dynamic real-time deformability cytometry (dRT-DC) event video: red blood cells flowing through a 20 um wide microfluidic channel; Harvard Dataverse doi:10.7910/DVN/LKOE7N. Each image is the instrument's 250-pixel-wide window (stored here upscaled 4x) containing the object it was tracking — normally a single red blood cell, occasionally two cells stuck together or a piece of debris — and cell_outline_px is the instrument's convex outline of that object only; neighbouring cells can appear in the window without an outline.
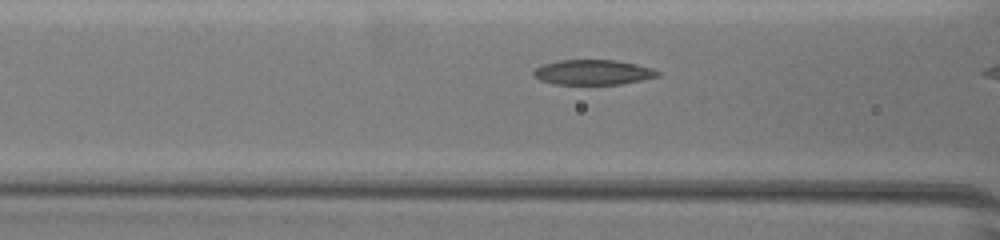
{"species": "common noctule bat (a hibernating species)", "species_latin": "Nyctalus noctula", "temperature_condition": "warm", "stored_images_in_passage": 23, "camera_frame_rate_fps": 3000, "um_per_image_px": 0.085, "animal": {"sex": "female", "body_mass_g": 19.5, "forearm_length_mm": 54.1}, "frame": {"image": 1, "passage_image": 12, "time_ms": 3.667, "image_size_px": [1000, 240], "cell_outline_px": [[660, 76], [620, 84], [552, 84], [540, 80], [532, 76], [532, 72], [536, 68], [544, 64], [560, 60], [616, 60], [636, 64], [652, 68], [660, 72]], "centroid_in_image_um": [50.38, 6.14], "position_along_channel_um": 116.2, "area_um2": 18.09}}
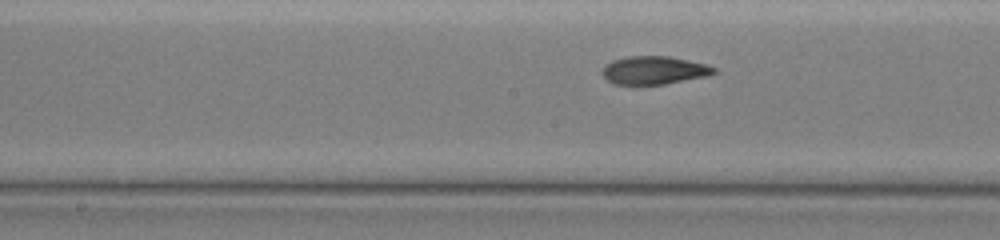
{"frame": {"image": 2, "passage_image": 18, "time_ms": 5.667, "image_size_px": [1000, 240], "cell_outline_px": [[716, 72], [708, 76], [664, 84], [612, 84], [604, 76], [604, 64], [612, 60], [628, 56], [668, 56], [688, 60], [704, 64], [716, 68]], "centroid_in_image_um": [55.6, 5.97], "position_along_channel_um": 192.6, "area_um2": 18.15}}
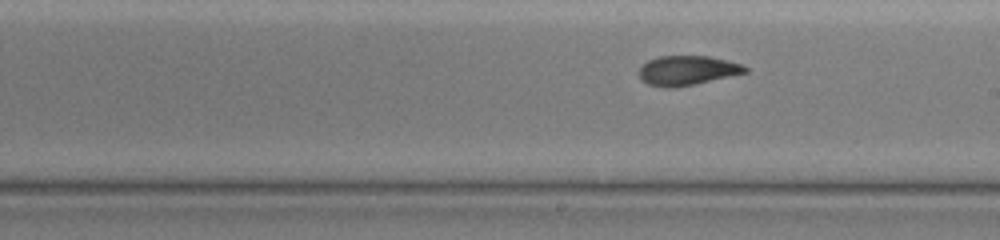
{"frame": {"image": 3, "passage_image": 21, "time_ms": 6.667, "image_size_px": [1000, 240], "cell_outline_px": [[748, 72], [692, 84], [672, 88], [664, 88], [648, 84], [640, 76], [640, 68], [648, 60], [660, 56], [708, 56], [728, 60], [744, 64], [748, 68]], "centroid_in_image_um": [58.45, 5.97], "position_along_channel_um": 230.5, "area_um2": 18.03}}